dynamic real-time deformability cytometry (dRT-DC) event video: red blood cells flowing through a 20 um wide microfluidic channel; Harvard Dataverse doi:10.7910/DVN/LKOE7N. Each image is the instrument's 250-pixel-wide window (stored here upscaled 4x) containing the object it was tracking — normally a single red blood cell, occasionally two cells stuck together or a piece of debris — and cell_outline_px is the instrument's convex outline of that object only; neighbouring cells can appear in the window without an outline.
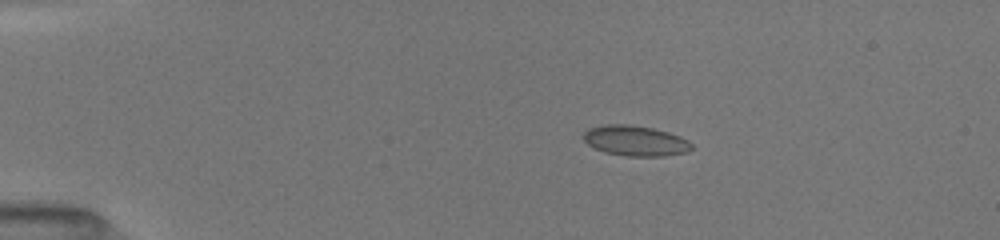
{"species": "common noctule bat (a hibernating species)", "species_latin": "Nyctalus noctula", "temperature_condition": "room temperature", "stored_images_in_passage": 13, "camera_frame_rate_fps": 3000, "um_per_image_px": 0.085, "animal": {"sex": "female", "body_mass_g": 19.5, "forearm_length_mm": 54.1}, "frame": {"image": 1, "passage_image": 6, "time_ms": 3.333, "image_size_px": [1000, 240], "cell_outline_px": [[692, 148], [688, 152], [664, 156], [624, 156], [604, 152], [588, 144], [584, 140], [584, 132], [588, 128], [604, 124], [628, 124], [652, 128], [668, 132], [680, 136], [688, 140], [692, 144]], "centroid_in_image_um": [54.01, 11.96], "position_along_channel_um": 31.0, "area_um2": 19.19}}
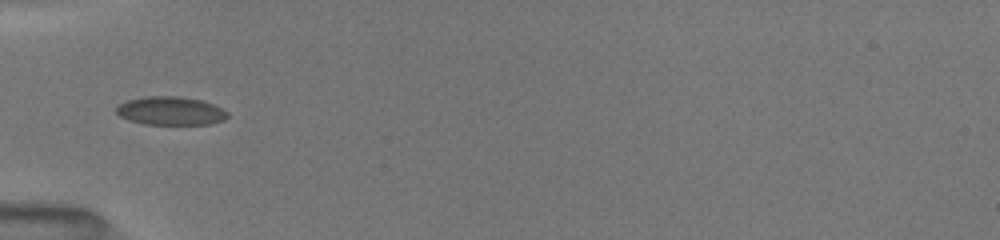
{"frame": {"image": 2, "passage_image": 10, "time_ms": 6.0, "image_size_px": [1000, 240], "cell_outline_px": [[228, 116], [224, 120], [208, 124], [144, 124], [128, 120], [120, 116], [116, 112], [116, 108], [120, 104], [128, 100], [144, 96], [180, 96], [200, 100], [212, 104], [228, 112]], "centroid_in_image_um": [14.48, 9.42], "position_along_channel_um": 70.5, "area_um2": 18.32}}
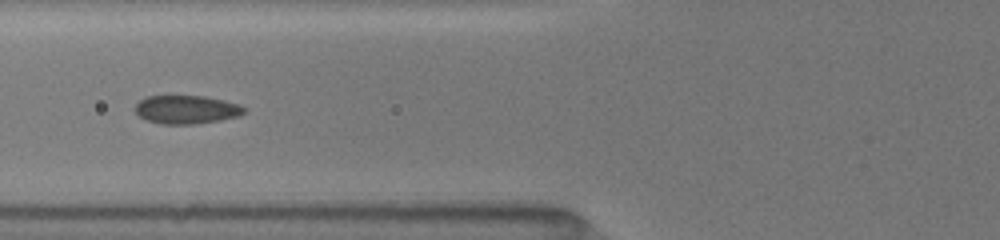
{"frame": {"image": 3, "passage_image": 12, "time_ms": 7.0, "image_size_px": [1000, 240], "cell_outline_px": [[244, 112], [240, 116], [220, 120], [196, 124], [160, 124], [148, 120], [140, 116], [132, 108], [144, 96], [204, 96], [240, 104], [244, 108]], "centroid_in_image_um": [15.82, 9.31], "position_along_channel_um": 110.0, "area_um2": 18.09}}